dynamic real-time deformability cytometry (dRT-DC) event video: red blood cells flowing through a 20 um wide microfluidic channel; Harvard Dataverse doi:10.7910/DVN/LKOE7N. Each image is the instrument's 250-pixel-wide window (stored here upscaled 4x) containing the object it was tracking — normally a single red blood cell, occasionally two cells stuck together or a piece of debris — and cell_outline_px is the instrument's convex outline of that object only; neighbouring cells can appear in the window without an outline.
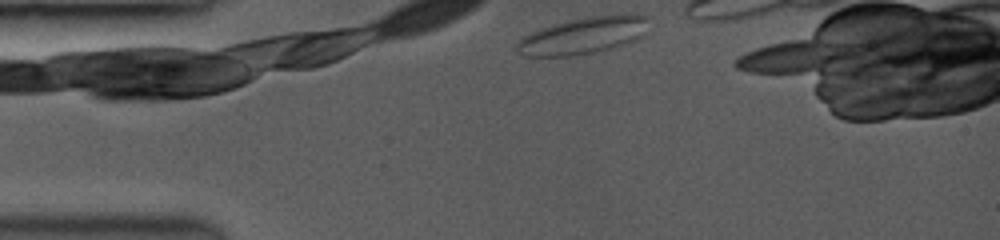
{"species": "common noctule bat (a hibernating species)", "species_latin": "Nyctalus noctula", "temperature_condition": "room temperature", "stored_images_in_passage": 3, "camera_frame_rate_fps": 3500, "um_per_image_px": 0.085, "animal": {"sex": "female", "body_mass_g": 19.0, "forearm_length_mm": 53.3}, "frame": {"image": 1, "passage_image": 1, "time_ms": 0.0, "image_size_px": [1000, 240], "cell_outline_px": [[644, 20], [640, 36], [604, 48], [588, 52], [568, 56], [528, 56], [520, 52], [516, 48], [516, 44], [524, 36], [532, 32], [556, 24], [588, 16], [644, 16]], "centroid_in_image_um": [49.37, 3.04], "position_along_channel_um": 35.6, "area_um2": 25.84}}